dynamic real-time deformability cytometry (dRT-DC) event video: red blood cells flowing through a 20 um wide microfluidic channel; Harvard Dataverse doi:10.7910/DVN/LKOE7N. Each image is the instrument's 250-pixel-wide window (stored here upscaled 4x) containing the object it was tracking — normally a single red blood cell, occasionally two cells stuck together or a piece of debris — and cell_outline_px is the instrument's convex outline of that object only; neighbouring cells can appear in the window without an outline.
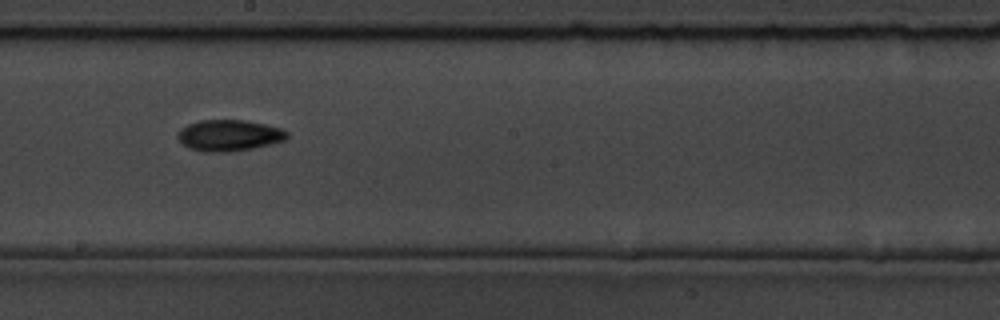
{"species": "common noctule bat (a hibernating species)", "species_latin": "Nyctalus noctula", "temperature_condition": "room temperature", "stored_images_in_passage": 16, "camera_frame_rate_fps": 3000, "um_per_image_px": 0.085, "animal": {"sex": "male", "body_mass_g": 19.5, "forearm_length_mm": 54.6}, "frame": {"image": 1, "passage_image": 10, "time_ms": 11.0, "image_size_px": [1000, 320], "cell_outline_px": [[288, 136], [284, 140], [252, 148], [228, 152], [204, 152], [188, 148], [176, 136], [176, 132], [180, 128], [188, 124], [200, 120], [244, 120], [264, 124], [280, 128], [288, 132]], "centroid_in_image_um": [19.42, 11.5], "position_along_channel_um": 228.8, "area_um2": 19.83}}
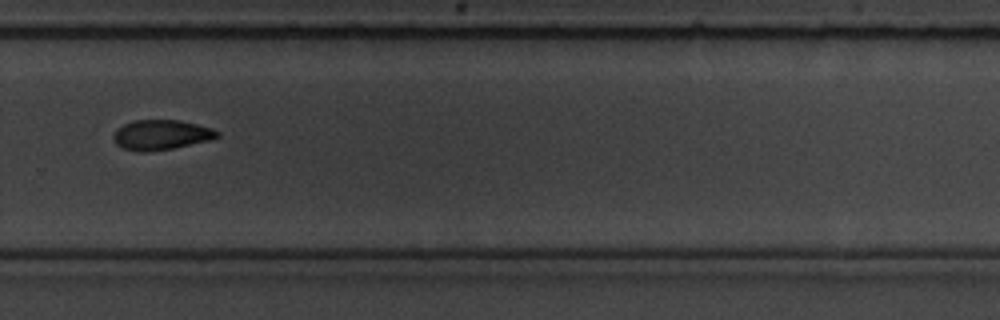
{"frame": {"image": 2, "passage_image": 12, "time_ms": 13.333, "image_size_px": [1000, 320], "cell_outline_px": [[220, 136], [208, 140], [172, 148], [144, 152], [124, 148], [116, 144], [112, 136], [116, 128], [124, 124], [136, 120], [180, 120], [212, 128], [220, 132]], "centroid_in_image_um": [13.68, 11.45], "position_along_channel_um": 316.1, "area_um2": 17.92}, "authors_computed_cell_mechanics": {"area_um2": 16.7331, "velocity_mm_per_s": 3.7406, "shape_relaxation_time_tau1_ms": 4.1159, "shape_relaxation_time_tau2_ms": null, "deformation_change_tau1": 0.1379, "deformation_change_tau2": null}}